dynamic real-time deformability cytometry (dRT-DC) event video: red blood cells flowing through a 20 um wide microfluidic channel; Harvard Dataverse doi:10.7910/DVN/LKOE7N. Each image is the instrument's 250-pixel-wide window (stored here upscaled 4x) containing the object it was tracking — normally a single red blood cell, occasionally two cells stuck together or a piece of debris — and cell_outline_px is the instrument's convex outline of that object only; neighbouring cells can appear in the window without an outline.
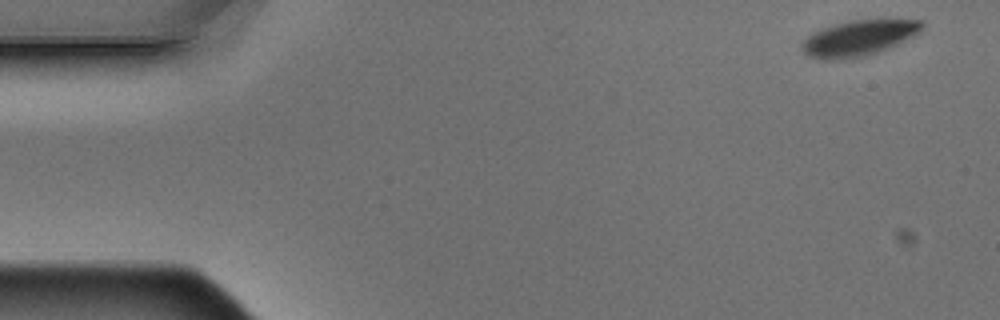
{"species": "Egyptian fruit bat (a non-hibernating species)", "species_latin": "Rousettus aegyptiacus", "temperature_condition": "warm", "stored_images_in_passage": 5, "segment_of_instrument_passage": [1, 2], "camera_frame_rate_fps": 3000, "um_per_image_px": 0.085, "animal": {"sex": "male"}, "frame": {"image": 1, "passage_image": 1, "time_ms": 0.0, "image_size_px": [1000, 320], "cell_outline_px": [[924, 28], [912, 36], [888, 48], [876, 52], [860, 56], [808, 56], [800, 48], [804, 40], [812, 32], [836, 24], [852, 20], [924, 20]], "centroid_in_image_um": [73.05, 3.17], "position_along_channel_um": 11.9, "area_um2": 23.52}}
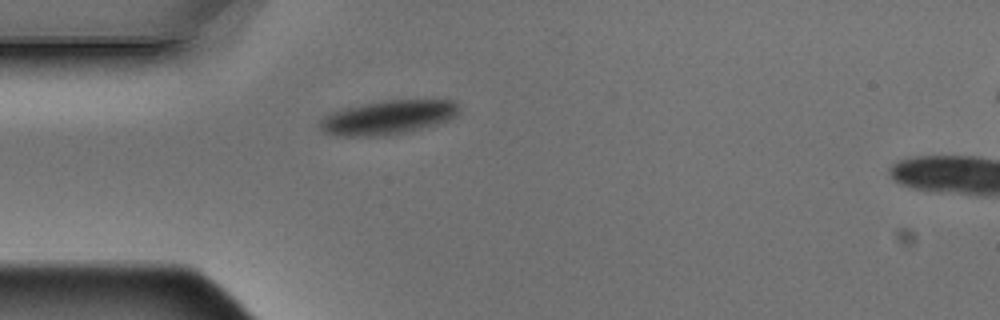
{"frame": {"image": 2, "passage_image": 4, "time_ms": 1.0, "image_size_px": [1000, 320], "cell_outline_px": [[460, 112], [456, 116], [448, 120], [436, 124], [404, 132], [384, 136], [336, 136], [324, 132], [320, 128], [320, 120], [328, 112], [344, 108], [384, 100], [452, 100], [460, 104]], "centroid_in_image_um": [32.98, 9.97], "position_along_channel_um": 52.0, "area_um2": 27.69}}